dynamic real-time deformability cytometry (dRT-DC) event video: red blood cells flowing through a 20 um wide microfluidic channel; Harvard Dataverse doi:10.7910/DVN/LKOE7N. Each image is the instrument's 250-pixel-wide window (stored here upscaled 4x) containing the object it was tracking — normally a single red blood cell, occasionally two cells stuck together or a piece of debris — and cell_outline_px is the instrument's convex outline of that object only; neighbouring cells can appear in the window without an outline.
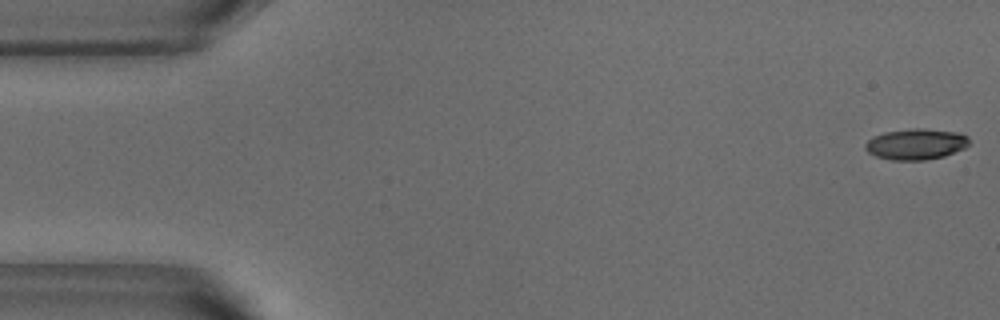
{"species": "common noctule bat (a hibernating species)", "species_latin": "Nyctalus noctula", "temperature_condition": "warm", "stored_images_in_passage": 52, "camera_frame_rate_fps": 3000, "um_per_image_px": 0.085, "animal": {"sex": "male", "body_mass_g": 18.8}, "frame": {"image": 1, "passage_image": 1, "time_ms": 0.0, "image_size_px": [1000, 320], "cell_outline_px": [[968, 144], [964, 148], [944, 156], [924, 160], [892, 160], [876, 156], [868, 152], [864, 148], [864, 144], [872, 136], [884, 132], [912, 128], [920, 128], [960, 132], [968, 136]], "centroid_in_image_um": [77.83, 12.24], "position_along_channel_um": 7.2, "area_um2": 18.79}}
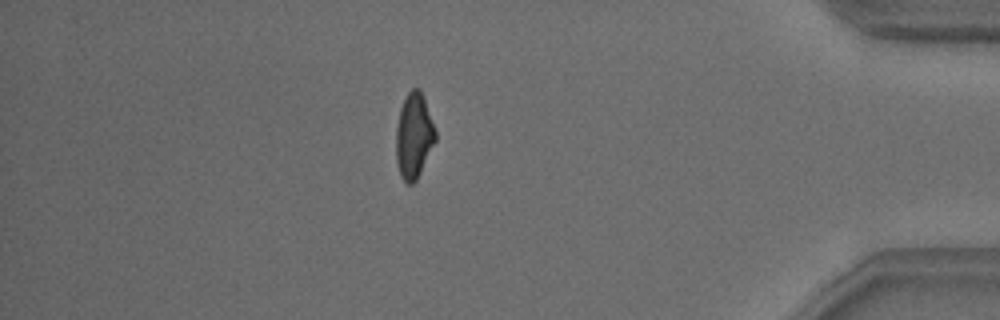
{"frame": {"image": 2, "passage_image": 45, "time_ms": 14.667, "image_size_px": [1000, 320], "cell_outline_px": [[436, 140], [416, 180], [412, 184], [408, 184], [400, 176], [396, 160], [396, 128], [400, 108], [408, 92], [412, 88], [420, 88], [424, 96], [436, 132]], "centroid_in_image_um": [35.17, 11.53], "position_along_channel_um": 400.0, "area_um2": 19.54}}
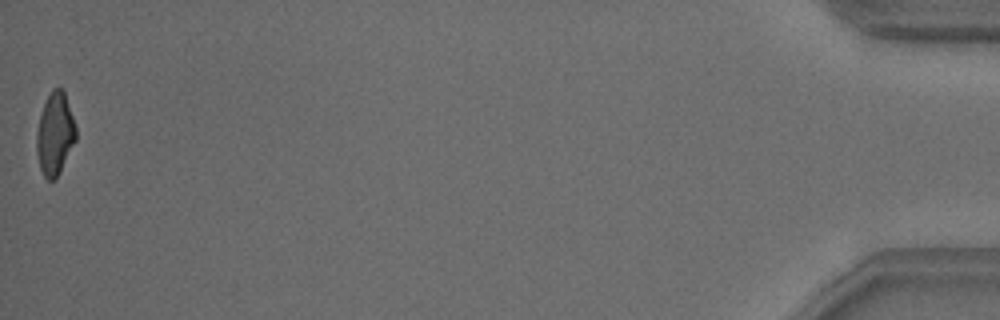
{"frame": {"image": 3, "passage_image": 52, "time_ms": 17.0, "image_size_px": [1000, 320], "cell_outline_px": [[76, 140], [60, 172], [52, 180], [48, 180], [44, 176], [40, 168], [36, 152], [36, 132], [40, 116], [44, 104], [52, 88], [60, 88], [64, 92], [76, 128]], "centroid_in_image_um": [4.66, 11.4], "position_along_channel_um": 430.5, "area_um2": 18.61}, "authors_computed_cell_mechanics": {"area_um2": 19.7098, "velocity_mm_per_s": 3.8363, "shape_relaxation_time_tau1_ms": 4.681, "shape_relaxation_time_tau2_ms": 3.2782, "deformation_change_tau1": 0.1829, "deformation_change_tau2": 0.1187}}